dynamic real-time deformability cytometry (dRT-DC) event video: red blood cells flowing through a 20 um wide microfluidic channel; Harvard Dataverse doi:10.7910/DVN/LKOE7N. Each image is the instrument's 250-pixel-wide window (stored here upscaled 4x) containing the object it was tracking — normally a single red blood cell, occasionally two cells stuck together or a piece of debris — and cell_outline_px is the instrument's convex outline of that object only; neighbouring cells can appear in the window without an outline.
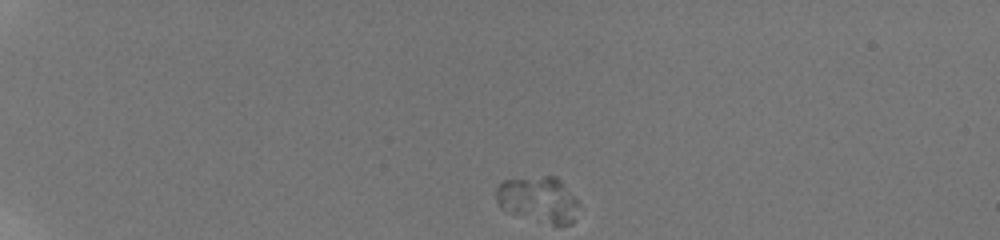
{"species": "human", "species_latin": "Homo sapiens", "temperature_condition": "room temperature", "stored_images_in_passage": 13, "camera_frame_rate_fps": 3000, "um_per_image_px": 0.085, "donor": {"sex": "male"}, "frame": {"image": 1, "passage_image": 1, "time_ms": 0.0, "image_size_px": [1000, 240], "cell_outline_px": [[576, 204], [572, 224], [552, 224], [536, 220], [500, 208], [496, 200], [496, 188], [504, 180], [544, 176], [556, 176], [560, 180], [576, 200]], "centroid_in_image_um": [45.71, 16.93], "position_along_channel_um": 39.3, "area_um2": 21.33}}
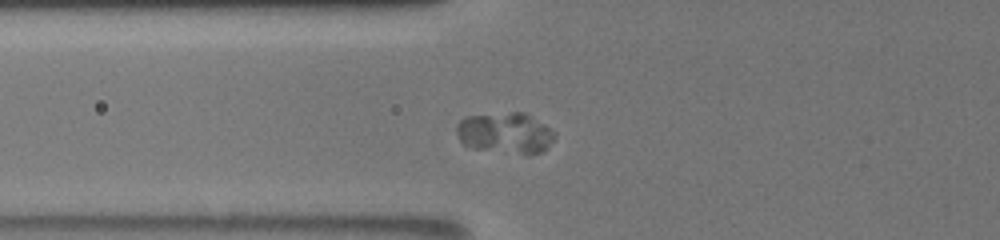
{"frame": {"image": 2, "passage_image": 9, "time_ms": 3.333, "image_size_px": [1000, 240], "cell_outline_px": [[556, 136], [540, 152], [528, 156], [472, 148], [464, 144], [460, 140], [456, 132], [456, 124], [464, 116], [512, 112], [524, 112], [556, 132]], "centroid_in_image_um": [42.92, 11.32], "position_along_channel_um": 82.9, "area_um2": 23.58}}